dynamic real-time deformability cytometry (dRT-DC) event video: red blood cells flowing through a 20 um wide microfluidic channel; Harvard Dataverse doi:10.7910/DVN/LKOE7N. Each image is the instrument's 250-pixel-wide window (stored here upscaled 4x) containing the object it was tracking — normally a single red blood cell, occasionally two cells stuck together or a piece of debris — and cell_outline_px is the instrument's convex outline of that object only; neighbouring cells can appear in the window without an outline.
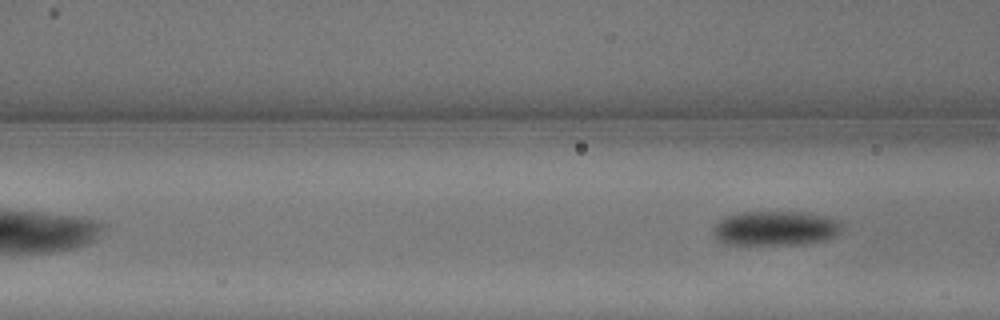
{"species": "common noctule bat (a hibernating species)", "species_latin": "Nyctalus noctula", "temperature_condition": "warm", "stored_images_in_passage": 7, "camera_frame_rate_fps": 3000, "um_per_image_px": 0.085, "animal": {"sex": "male", "body_mass_g": 13.3}, "frame": {"image": 1, "passage_image": 7, "time_ms": 2.0, "image_size_px": [1000, 320], "cell_outline_px": [[840, 232], [836, 236], [824, 240], [804, 244], [720, 244], [716, 240], [716, 224], [720, 220], [728, 216], [744, 212], [800, 212], [824, 216], [840, 220]], "centroid_in_image_um": [65.94, 19.41], "position_along_channel_um": 100.7, "area_um2": 25.61}}